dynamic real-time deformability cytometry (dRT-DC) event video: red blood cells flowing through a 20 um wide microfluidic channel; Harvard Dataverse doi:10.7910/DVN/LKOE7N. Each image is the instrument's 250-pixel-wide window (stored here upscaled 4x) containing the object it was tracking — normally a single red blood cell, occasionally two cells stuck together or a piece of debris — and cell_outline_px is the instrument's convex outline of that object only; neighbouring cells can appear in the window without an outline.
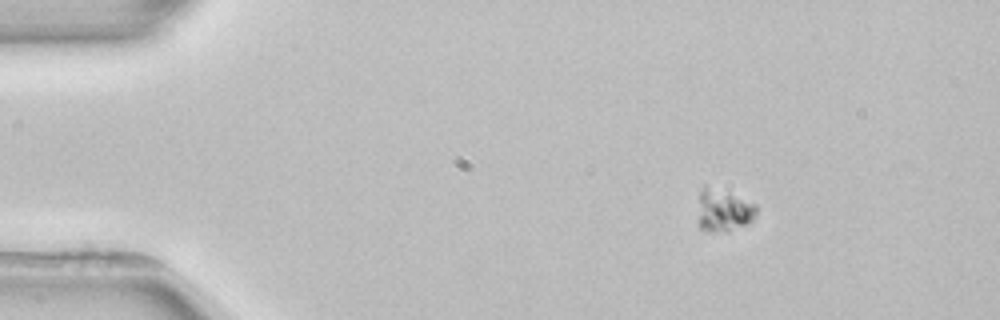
{"species": "common noctule bat (a hibernating species)", "species_latin": "Nyctalus noctula", "temperature_condition": "room temperature", "stored_images_in_passage": 3, "camera_frame_rate_fps": 3000, "um_per_image_px": 0.085, "animal": {"sex": "female", "body_mass_g": 22.7, "forearm_length_mm": 54.2}, "frame": {"image": 1, "passage_image": 1, "time_ms": 0.0, "image_size_px": [1000, 320], "cell_outline_px": [[756, 216], [748, 224], [712, 232], [708, 232], [700, 228], [700, 192], [704, 184], [756, 204]], "centroid_in_image_um": [61.51, 17.87], "position_along_channel_um": 23.5, "area_um2": 13.7}}
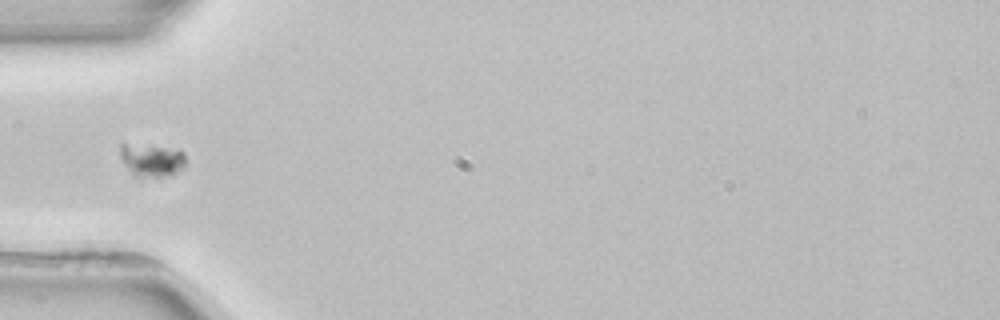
{"frame": {"image": 2, "passage_image": 3, "time_ms": 3.333, "image_size_px": [1000, 320], "cell_outline_px": [[184, 168], [172, 176], [132, 176], [124, 164], [120, 156], [120, 144], [124, 144], [164, 148], [184, 152]], "centroid_in_image_um": [12.88, 13.65], "position_along_channel_um": 72.1, "area_um2": 12.2}}